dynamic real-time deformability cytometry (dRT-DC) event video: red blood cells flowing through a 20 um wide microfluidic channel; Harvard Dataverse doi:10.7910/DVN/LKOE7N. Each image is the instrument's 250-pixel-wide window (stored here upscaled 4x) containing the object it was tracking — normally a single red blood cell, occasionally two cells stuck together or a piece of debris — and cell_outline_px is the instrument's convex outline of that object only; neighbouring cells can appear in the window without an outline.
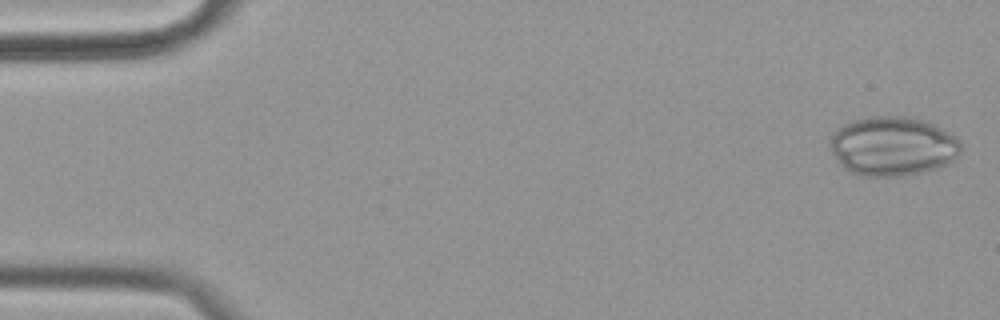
{"species": "common noctule bat (a hibernating species)", "species_latin": "Nyctalus noctula", "temperature_condition": "cold", "stored_images_in_passage": 57, "camera_frame_rate_fps": 3000, "um_per_image_px": 0.085, "animal": {"sex": "female", "body_mass_g": 19.9}, "frame": {"image": 1, "passage_image": 2, "time_ms": 0.333, "image_size_px": [1000, 320], "cell_outline_px": [[960, 152], [948, 164], [924, 172], [904, 176], [864, 176], [852, 172], [844, 168], [840, 164], [832, 152], [828, 144], [832, 132], [836, 128], [852, 120], [868, 116], [912, 116], [924, 120], [956, 136], [960, 144]], "centroid_in_image_um": [75.85, 12.41], "position_along_channel_um": 9.2, "area_um2": 45.49}}
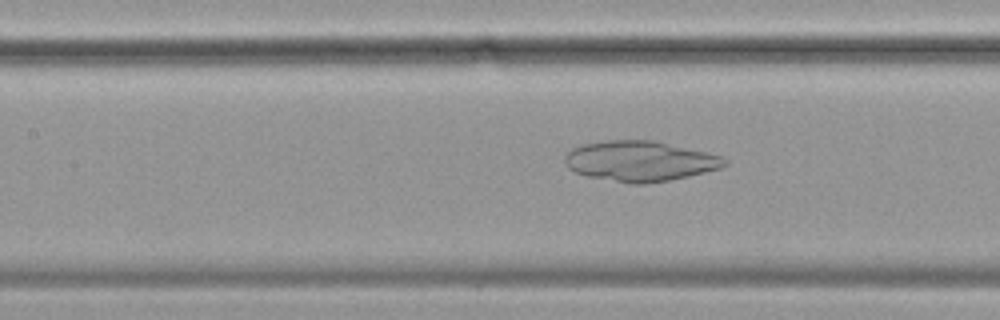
{"frame": {"image": 2, "passage_image": 25, "time_ms": 8.0, "image_size_px": [1000, 320], "cell_outline_px": [[728, 164], [720, 168], [688, 176], [668, 180], [644, 184], [632, 184], [588, 176], [576, 172], [568, 168], [564, 160], [564, 156], [572, 148], [580, 144], [604, 140], [656, 140], [720, 156], [728, 160]], "centroid_in_image_um": [54.36, 13.68], "position_along_channel_um": 153.0, "area_um2": 37.45}}
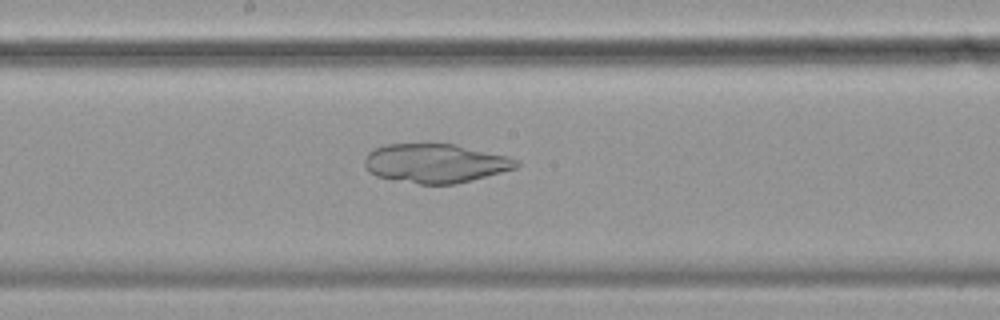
{"frame": {"image": 3, "passage_image": 30, "time_ms": 9.667, "image_size_px": [1000, 320], "cell_outline_px": [[520, 164], [516, 168], [472, 180], [456, 184], [420, 184], [392, 180], [376, 176], [368, 172], [364, 164], [364, 160], [368, 152], [376, 148], [388, 144], [456, 144], [508, 156], [520, 160]], "centroid_in_image_um": [37.01, 13.88], "position_along_channel_um": 211.2, "area_um2": 34.68}}